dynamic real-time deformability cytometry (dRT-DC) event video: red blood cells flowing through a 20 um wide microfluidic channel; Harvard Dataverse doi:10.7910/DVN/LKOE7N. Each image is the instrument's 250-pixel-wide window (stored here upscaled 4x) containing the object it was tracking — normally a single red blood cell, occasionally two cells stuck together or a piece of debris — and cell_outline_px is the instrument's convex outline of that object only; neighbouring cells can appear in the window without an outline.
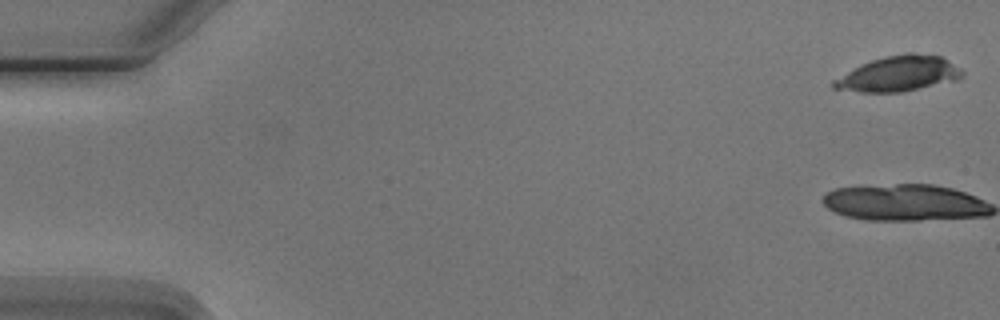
{"species": "Egyptian fruit bat (a non-hibernating species)", "species_latin": "Rousettus aegyptiacus", "temperature_condition": "cold", "stored_images_in_passage": 7, "camera_frame_rate_fps": 3000, "um_per_image_px": 0.085, "animal": {"sex": "male"}, "frame": {"image": 1, "passage_image": 1, "time_ms": 0.0, "image_size_px": [1000, 320], "cell_outline_px": [[964, 76], [960, 80], [904, 92], [860, 92], [832, 88], [832, 80], [860, 64], [884, 56], [908, 52], [912, 52], [940, 56], [960, 68], [964, 72]], "centroid_in_image_um": [76.41, 6.28], "position_along_channel_um": 8.6, "area_um2": 26.76}}